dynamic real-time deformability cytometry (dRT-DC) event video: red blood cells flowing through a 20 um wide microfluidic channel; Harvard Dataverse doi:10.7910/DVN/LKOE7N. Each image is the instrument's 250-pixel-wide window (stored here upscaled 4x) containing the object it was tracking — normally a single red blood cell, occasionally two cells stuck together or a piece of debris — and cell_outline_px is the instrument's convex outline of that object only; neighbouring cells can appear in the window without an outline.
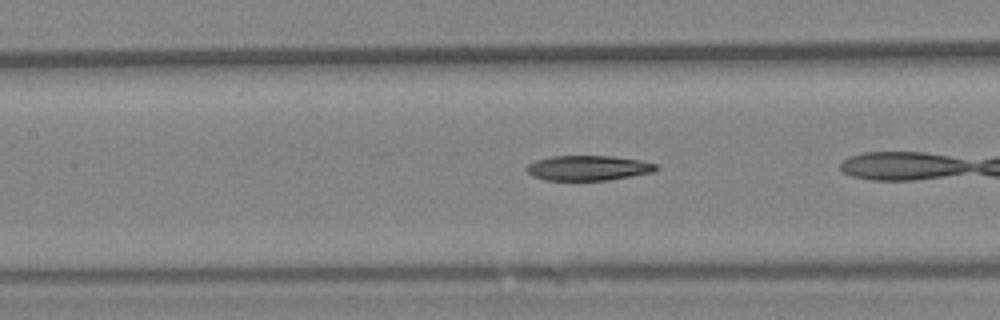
{"species": "Egyptian fruit bat (a non-hibernating species)", "species_latin": "Rousettus aegyptiacus", "temperature_condition": "warm", "stored_images_in_passage": 18, "camera_frame_rate_fps": 3000, "um_per_image_px": 0.085, "animal": {"sex": "female"}, "frame": {"image": 1, "passage_image": 8, "time_ms": 2.333, "image_size_px": [1000, 320], "cell_outline_px": [[660, 168], [656, 172], [608, 180], [544, 180], [532, 176], [524, 168], [528, 164], [536, 160], [552, 156], [612, 156], [640, 160], [656, 164]], "centroid_in_image_um": [50.01, 14.28], "position_along_channel_um": 157.4, "area_um2": 19.02}}